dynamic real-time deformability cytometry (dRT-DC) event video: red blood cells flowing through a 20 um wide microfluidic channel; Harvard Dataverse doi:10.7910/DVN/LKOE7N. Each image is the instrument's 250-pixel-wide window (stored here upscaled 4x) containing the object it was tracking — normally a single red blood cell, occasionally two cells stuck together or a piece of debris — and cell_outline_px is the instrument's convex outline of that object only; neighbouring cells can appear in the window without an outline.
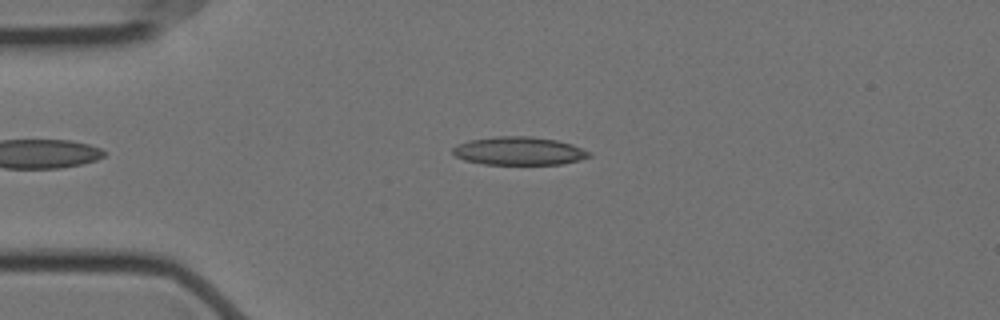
{"species": "Egyptian fruit bat (a non-hibernating species)", "species_latin": "Rousettus aegyptiacus", "temperature_condition": "cold", "stored_images_in_passage": 48, "camera_frame_rate_fps": 3000, "um_per_image_px": 0.085, "animal": {"sex": "female"}, "frame": {"image": 1, "passage_image": 13, "time_ms": 4.0, "image_size_px": [1000, 320], "cell_outline_px": [[592, 156], [580, 160], [564, 164], [484, 164], [464, 160], [456, 156], [452, 152], [452, 148], [456, 144], [468, 140], [496, 136], [532, 136], [556, 140], [572, 144], [592, 152]], "centroid_in_image_um": [44.13, 12.83], "position_along_channel_um": 40.9, "area_um2": 22.66}}
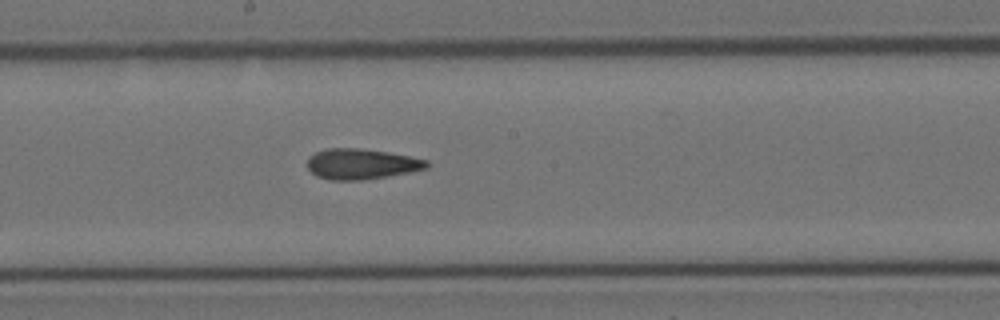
{"frame": {"image": 2, "passage_image": 30, "time_ms": 9.667, "image_size_px": [1000, 320], "cell_outline_px": [[432, 164], [428, 168], [388, 176], [360, 180], [328, 180], [316, 176], [308, 168], [308, 156], [316, 152], [328, 148], [356, 148], [388, 152], [428, 160]], "centroid_in_image_um": [30.72, 13.94], "position_along_channel_um": 217.5, "area_um2": 21.21}}
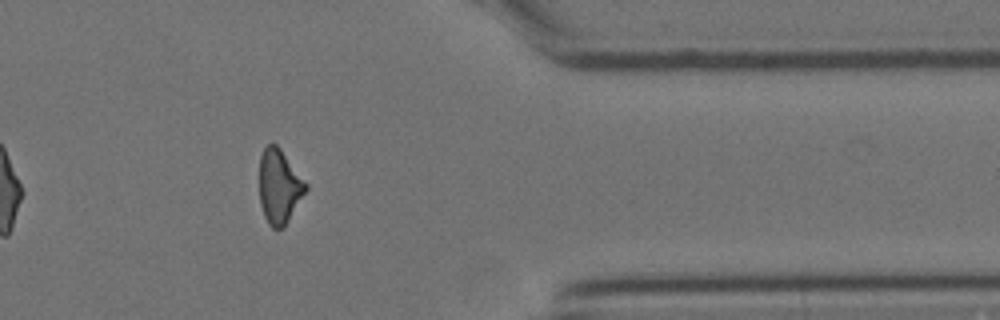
{"frame": {"image": 3, "passage_image": 46, "time_ms": 15.0, "image_size_px": [1000, 320], "cell_outline_px": [[308, 188], [288, 220], [280, 228], [272, 228], [268, 224], [264, 216], [260, 204], [260, 156], [264, 148], [268, 144], [276, 144], [280, 148], [308, 184]], "centroid_in_image_um": [23.73, 15.83], "position_along_channel_um": 387.7, "area_um2": 19.83}, "authors_computed_cell_mechanics": {"area_um2": 21.386, "velocity_mm_per_s": 3.5439, "shape_relaxation_time_tau1_ms": null, "shape_relaxation_time_tau2_ms": 3.8031, "deformation_change_tau1": null, "deformation_change_tau2": 0.1395}}